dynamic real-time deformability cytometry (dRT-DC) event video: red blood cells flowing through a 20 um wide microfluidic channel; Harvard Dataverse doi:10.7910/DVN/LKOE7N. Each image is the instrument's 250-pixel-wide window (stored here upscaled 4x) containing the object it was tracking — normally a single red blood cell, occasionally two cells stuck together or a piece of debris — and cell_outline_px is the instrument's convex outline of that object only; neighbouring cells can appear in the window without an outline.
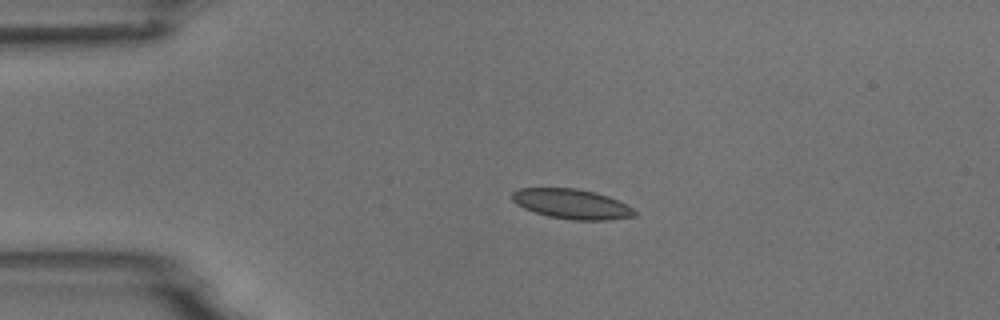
{"species": "common noctule bat (a hibernating species)", "species_latin": "Nyctalus noctula", "temperature_condition": "room temperature", "stored_images_in_passage": 3, "camera_frame_rate_fps": 3000, "um_per_image_px": 0.085, "animal": {"sex": "male", "body_mass_g": 18.8}, "frame": {"image": 1, "passage_image": 2, "time_ms": 2.0, "image_size_px": [1000, 320], "cell_outline_px": [[636, 216], [608, 220], [572, 220], [548, 216], [524, 208], [516, 204], [512, 200], [512, 192], [520, 188], [576, 188], [596, 192], [608, 196], [632, 208], [636, 212]], "centroid_in_image_um": [48.59, 17.33], "position_along_channel_um": 36.4, "area_um2": 21.21}}